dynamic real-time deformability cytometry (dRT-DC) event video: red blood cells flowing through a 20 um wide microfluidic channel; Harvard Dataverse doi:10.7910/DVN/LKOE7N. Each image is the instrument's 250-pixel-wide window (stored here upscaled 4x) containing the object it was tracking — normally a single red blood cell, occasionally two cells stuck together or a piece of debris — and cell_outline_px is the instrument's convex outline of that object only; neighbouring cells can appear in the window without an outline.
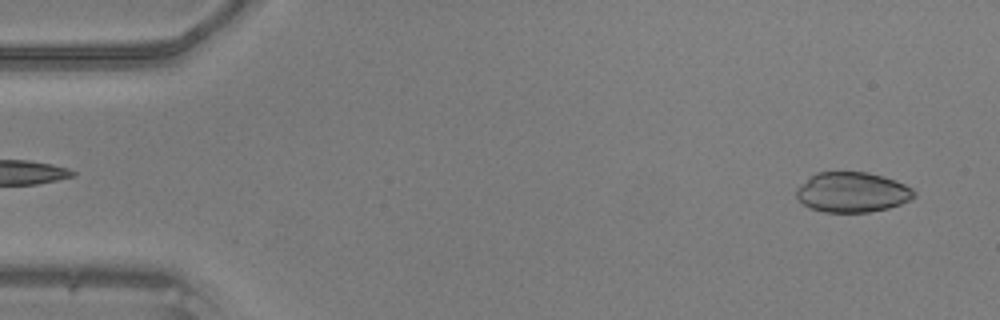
{"species": "common noctule bat (a hibernating species)", "species_latin": "Nyctalus noctula", "temperature_condition": "warm", "stored_images_in_passage": 47, "camera_frame_rate_fps": 3000, "um_per_image_px": 0.085, "animal": {"sex": "male", "body_mass_g": 20.5, "forearm_length_mm": 52.5}, "frame": {"image": 1, "passage_image": 2, "time_ms": 0.333, "image_size_px": [1000, 320], "cell_outline_px": [[916, 196], [900, 204], [888, 208], [868, 212], [824, 212], [812, 208], [804, 204], [796, 196], [796, 188], [800, 184], [816, 172], [868, 172], [884, 176], [896, 180], [912, 188], [916, 192]], "centroid_in_image_um": [72.45, 16.33], "position_along_channel_um": 12.6, "area_um2": 27.51}}
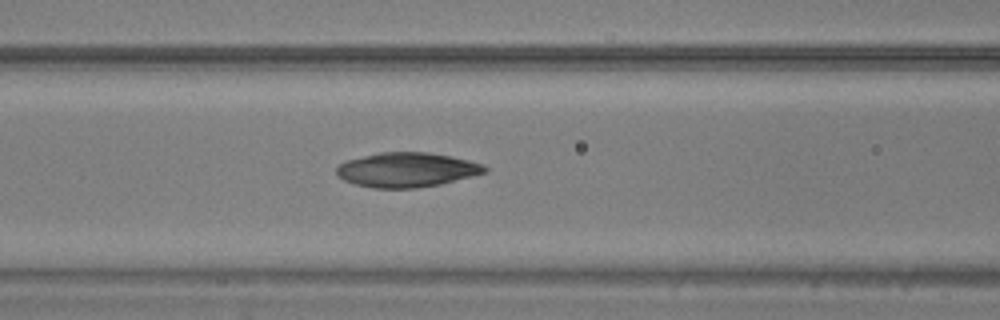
{"frame": {"image": 2, "passage_image": 19, "time_ms": 6.0, "image_size_px": [1000, 320], "cell_outline_px": [[488, 172], [440, 184], [416, 188], [372, 188], [356, 184], [344, 180], [336, 176], [336, 168], [344, 160], [380, 152], [428, 152], [452, 156], [484, 164], [488, 168]], "centroid_in_image_um": [34.57, 14.43], "position_along_channel_um": 132.0, "area_um2": 30.06}}
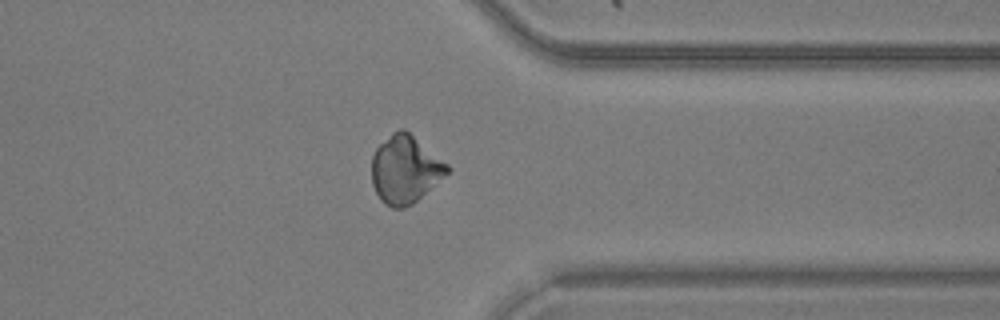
{"frame": {"image": 3, "passage_image": 37, "time_ms": 12.0, "image_size_px": [1000, 320], "cell_outline_px": [[452, 168], [448, 172], [412, 204], [404, 208], [392, 208], [384, 204], [380, 200], [372, 184], [372, 156], [376, 148], [392, 132], [400, 128], [404, 128], [448, 164]], "centroid_in_image_um": [34.41, 14.4], "position_along_channel_um": 377.0, "area_um2": 29.59}}